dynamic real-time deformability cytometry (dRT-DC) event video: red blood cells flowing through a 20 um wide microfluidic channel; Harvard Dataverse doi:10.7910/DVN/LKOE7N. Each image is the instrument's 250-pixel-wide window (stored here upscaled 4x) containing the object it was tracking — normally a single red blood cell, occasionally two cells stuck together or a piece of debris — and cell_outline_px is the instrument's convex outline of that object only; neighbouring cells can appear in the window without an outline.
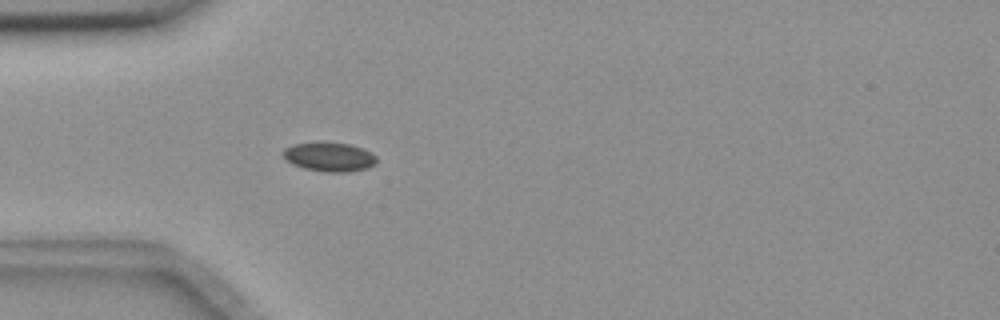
{"species": "common noctule bat (a hibernating species)", "species_latin": "Nyctalus noctula", "temperature_condition": "room temperature", "stored_images_in_passage": 4, "camera_frame_rate_fps": 3000, "um_per_image_px": 0.085, "animal": {"sex": "female", "body_mass_g": 18.4}, "frame": {"image": 1, "passage_image": 4, "time_ms": 1.0, "image_size_px": [1000, 320], "cell_outline_px": [[376, 164], [364, 168], [344, 172], [324, 172], [304, 168], [292, 164], [280, 152], [284, 148], [292, 144], [348, 144], [360, 148], [376, 156]], "centroid_in_image_um": [27.95, 13.36], "position_along_channel_um": 57.1, "area_um2": 15.2}}